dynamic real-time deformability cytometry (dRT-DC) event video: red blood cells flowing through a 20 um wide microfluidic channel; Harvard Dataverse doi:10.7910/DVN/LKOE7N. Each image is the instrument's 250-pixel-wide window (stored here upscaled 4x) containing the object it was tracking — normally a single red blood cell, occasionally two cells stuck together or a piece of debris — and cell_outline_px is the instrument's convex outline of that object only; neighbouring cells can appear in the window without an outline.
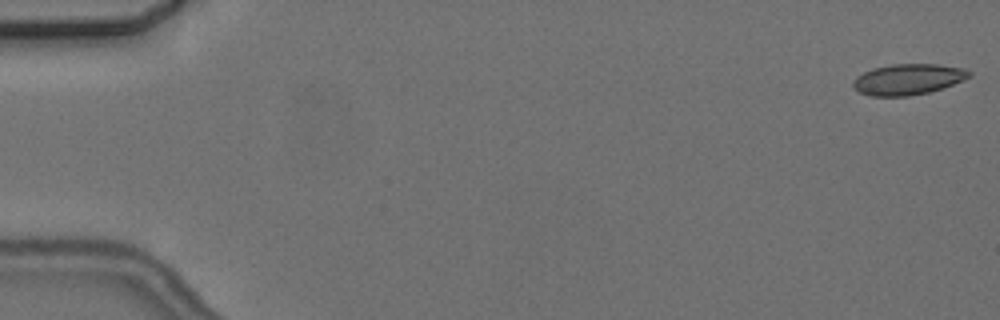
{"species": "common noctule bat (a hibernating species)", "species_latin": "Nyctalus noctula", "temperature_condition": "cold", "stored_images_in_passage": 6, "camera_frame_rate_fps": 3000, "um_per_image_px": 0.085, "animal": {"sex": "female", "body_mass_g": 24.6, "forearm_length_mm": 56.2}, "frame": {"image": 1, "passage_image": 1, "time_ms": 0.0, "image_size_px": [1000, 320], "cell_outline_px": [[972, 76], [964, 80], [928, 92], [908, 96], [872, 96], [860, 92], [852, 84], [852, 80], [856, 76], [872, 68], [892, 64], [940, 64], [964, 68], [972, 72]], "centroid_in_image_um": [77.19, 6.73], "position_along_channel_um": 7.8, "area_um2": 20.87}}